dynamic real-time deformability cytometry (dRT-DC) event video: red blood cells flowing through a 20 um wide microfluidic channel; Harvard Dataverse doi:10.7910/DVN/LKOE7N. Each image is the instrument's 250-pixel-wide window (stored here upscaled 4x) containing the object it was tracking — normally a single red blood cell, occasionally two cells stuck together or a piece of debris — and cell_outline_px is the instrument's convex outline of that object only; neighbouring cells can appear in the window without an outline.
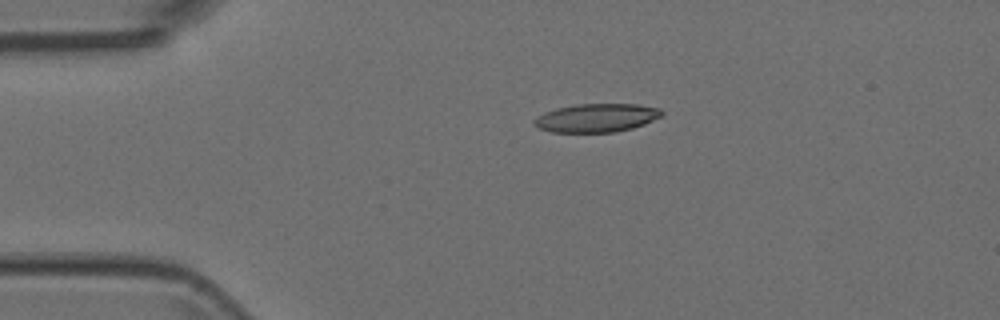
{"species": "Egyptian fruit bat (a non-hibernating species)", "species_latin": "Rousettus aegyptiacus", "temperature_condition": "room temperature", "stored_images_in_passage": 3, "camera_frame_rate_fps": 3000, "um_per_image_px": 0.085, "animal": {"sex": "female"}, "frame": {"image": 1, "passage_image": 1, "time_ms": 0.0, "image_size_px": [1000, 320], "cell_outline_px": [[664, 116], [644, 124], [632, 128], [616, 132], [552, 132], [540, 128], [532, 124], [532, 120], [544, 112], [556, 108], [576, 104], [636, 104], [660, 108], [664, 112]], "centroid_in_image_um": [50.72, 10.01], "position_along_channel_um": 34.3, "area_um2": 21.33}}
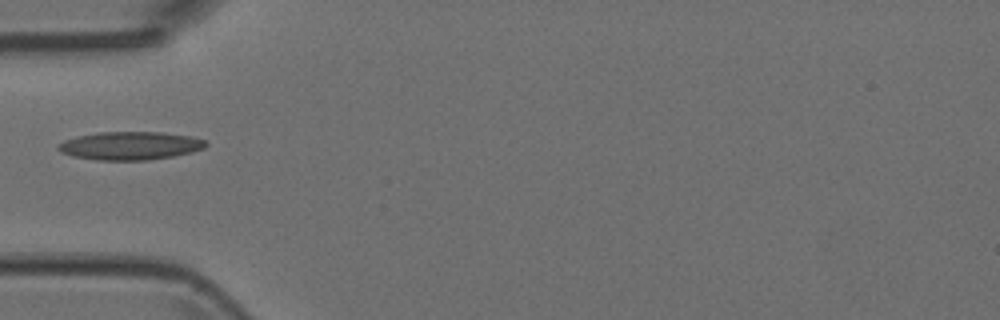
{"frame": {"image": 2, "passage_image": 3, "time_ms": 0.667, "image_size_px": [1000, 320], "cell_outline_px": [[208, 144], [204, 148], [192, 152], [172, 156], [148, 160], [96, 160], [72, 156], [60, 152], [56, 148], [64, 140], [76, 136], [100, 132], [164, 132], [192, 136], [204, 140]], "centroid_in_image_um": [11.06, 12.38], "position_along_channel_um": 73.9, "area_um2": 24.33}}